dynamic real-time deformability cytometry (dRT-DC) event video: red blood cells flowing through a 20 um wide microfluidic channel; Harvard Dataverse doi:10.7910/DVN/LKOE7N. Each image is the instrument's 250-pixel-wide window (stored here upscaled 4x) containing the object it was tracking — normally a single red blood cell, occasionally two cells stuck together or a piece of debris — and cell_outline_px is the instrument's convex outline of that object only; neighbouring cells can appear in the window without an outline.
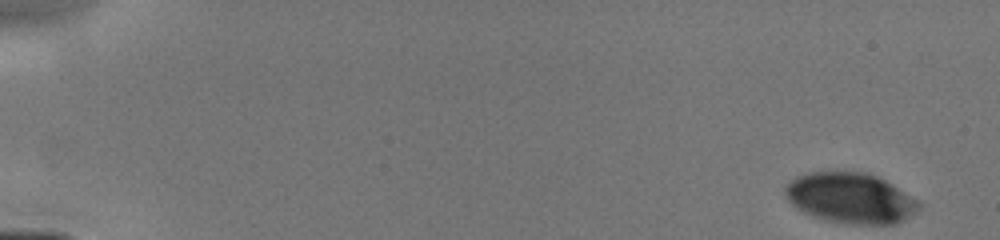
{"species": "human", "species_latin": "Homo sapiens", "temperature_condition": "cold", "stored_images_in_passage": 7, "segment_of_instrument_passage": [1, 2], "camera_frame_rate_fps": 3000, "um_per_image_px": 0.085, "donor": {"sex": "male"}, "frame": {"image": 1, "passage_image": 1, "time_ms": 0.0, "image_size_px": [1000, 240], "cell_outline_px": [[920, 208], [904, 220], [896, 224], [844, 224], [824, 220], [812, 216], [796, 208], [788, 200], [784, 188], [796, 176], [808, 172], [868, 172], [892, 184], [916, 200], [920, 204]], "centroid_in_image_um": [72.27, 16.85], "position_along_channel_um": 12.7, "area_um2": 39.19}}
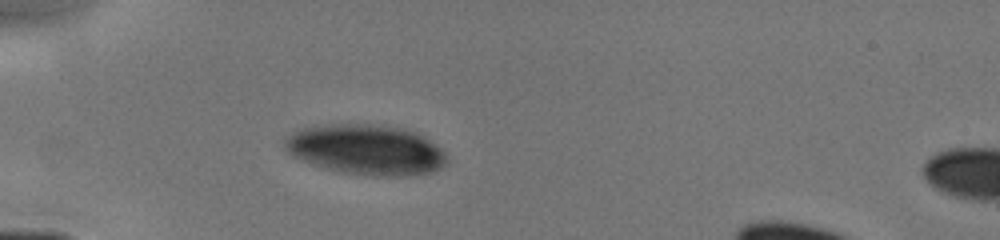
{"frame": {"image": 2, "passage_image": 6, "time_ms": 4.333, "image_size_px": [1000, 240], "cell_outline_px": [[448, 164], [432, 172], [408, 176], [372, 176], [340, 172], [324, 168], [292, 156], [284, 148], [284, 140], [288, 136], [304, 128], [328, 124], [384, 124], [404, 128], [416, 132], [424, 136], [436, 144], [444, 152], [448, 160]], "centroid_in_image_um": [31.17, 12.72], "position_along_channel_um": 53.8, "area_um2": 47.8}}